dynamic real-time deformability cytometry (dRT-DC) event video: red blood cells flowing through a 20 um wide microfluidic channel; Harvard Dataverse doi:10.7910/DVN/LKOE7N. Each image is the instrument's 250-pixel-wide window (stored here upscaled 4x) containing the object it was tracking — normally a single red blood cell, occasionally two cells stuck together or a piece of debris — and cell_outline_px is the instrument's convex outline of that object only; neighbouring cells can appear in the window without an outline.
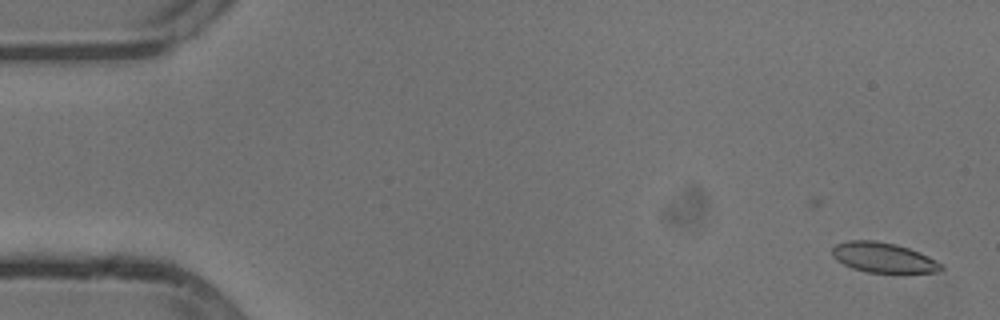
{"species": "common noctule bat (a hibernating species)", "species_latin": "Nyctalus noctula", "temperature_condition": "cold", "stored_images_in_passage": 15, "camera_frame_rate_fps": 3000, "um_per_image_px": 0.085, "animal": {"sex": "male", "body_mass_g": 13.3}, "frame": {"image": 1, "passage_image": 1, "time_ms": 0.0, "image_size_px": [1000, 320], "cell_outline_px": [[944, 268], [936, 272], [868, 272], [852, 268], [836, 260], [832, 256], [832, 248], [836, 244], [848, 240], [876, 240], [896, 244], [920, 252], [936, 260]], "centroid_in_image_um": [75.05, 21.87], "position_along_channel_um": 10.0, "area_um2": 18.96}}
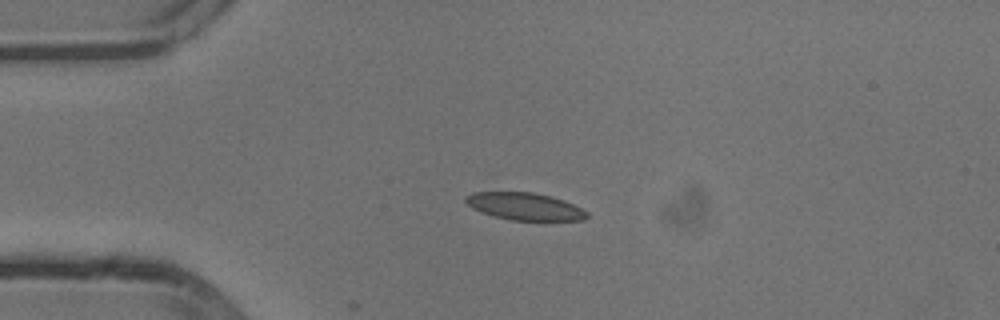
{"frame": {"image": 2, "passage_image": 12, "time_ms": 3.667, "image_size_px": [1000, 320], "cell_outline_px": [[588, 216], [584, 220], [512, 220], [492, 216], [472, 208], [464, 200], [464, 196], [472, 192], [532, 192], [552, 196], [564, 200], [588, 212]], "centroid_in_image_um": [44.58, 17.54], "position_along_channel_um": 40.4, "area_um2": 19.31}}